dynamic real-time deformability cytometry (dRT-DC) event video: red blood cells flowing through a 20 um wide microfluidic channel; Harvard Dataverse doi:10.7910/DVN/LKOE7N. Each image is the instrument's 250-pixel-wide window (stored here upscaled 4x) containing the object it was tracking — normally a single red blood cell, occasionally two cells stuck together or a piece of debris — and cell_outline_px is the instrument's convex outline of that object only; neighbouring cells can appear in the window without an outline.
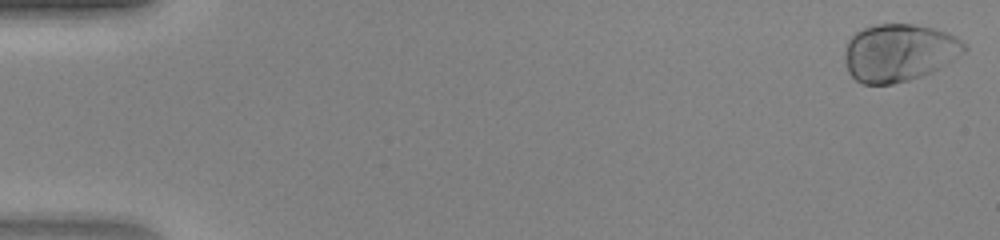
{"species": "human", "species_latin": "Homo sapiens", "temperature_condition": "warm", "stored_images_in_passage": 47, "camera_frame_rate_fps": 3000, "um_per_image_px": 0.085, "donor": {"sex": "female"}, "frame": {"image": 1, "passage_image": 1, "time_ms": 0.0, "image_size_px": [1000, 240], "cell_outline_px": [[968, 48], [964, 52], [952, 60], [932, 72], [924, 76], [892, 84], [860, 84], [848, 72], [844, 56], [844, 52], [848, 40], [856, 32], [864, 28], [876, 24], [916, 24], [948, 32], [956, 36], [968, 44]], "centroid_in_image_um": [76.43, 4.47], "position_along_channel_um": 8.6, "area_um2": 40.4}}
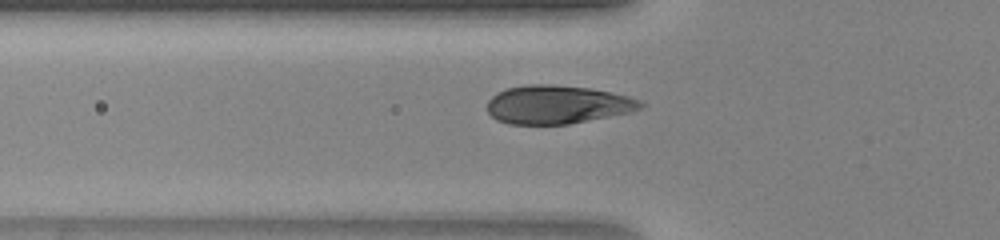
{"frame": {"image": 2, "passage_image": 17, "time_ms": 5.333, "image_size_px": [1000, 240], "cell_outline_px": [[648, 104], [632, 112], [568, 124], [508, 124], [496, 120], [488, 112], [488, 100], [496, 92], [504, 88], [528, 84], [552, 84], [592, 88], [628, 96], [640, 100]], "centroid_in_image_um": [47.38, 8.88], "position_along_channel_um": 78.4, "area_um2": 34.68}}
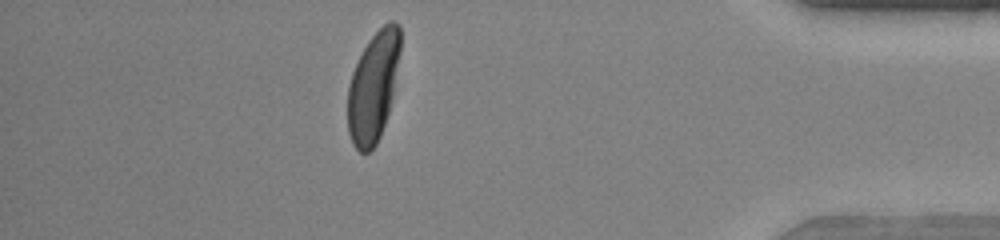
{"frame": {"image": 3, "passage_image": 42, "time_ms": 13.667, "image_size_px": [1000, 240], "cell_outline_px": [[400, 52], [392, 96], [388, 112], [380, 136], [376, 144], [368, 152], [360, 152], [352, 144], [348, 132], [348, 84], [352, 72], [368, 40], [388, 20], [396, 20], [400, 24]], "centroid_in_image_um": [31.72, 7.35], "position_along_channel_um": 403.5, "area_um2": 33.52}}